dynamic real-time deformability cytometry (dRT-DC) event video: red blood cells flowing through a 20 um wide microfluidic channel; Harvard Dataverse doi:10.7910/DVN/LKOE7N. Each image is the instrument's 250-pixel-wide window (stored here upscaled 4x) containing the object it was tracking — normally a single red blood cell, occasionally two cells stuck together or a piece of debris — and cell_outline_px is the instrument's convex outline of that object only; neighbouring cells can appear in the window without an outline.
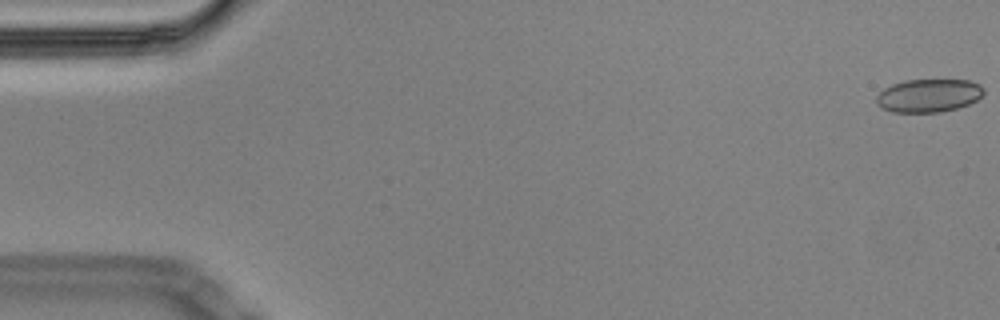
{"species": "Egyptian fruit bat (a non-hibernating species)", "species_latin": "Rousettus aegyptiacus", "temperature_condition": "cold", "stored_images_in_passage": 58, "camera_frame_rate_fps": 3000, "um_per_image_px": 0.085, "animal": {"sex": "male"}, "frame": {"image": 1, "passage_image": 1, "time_ms": 0.0, "image_size_px": [1000, 320], "cell_outline_px": [[984, 92], [976, 100], [968, 104], [956, 108], [940, 112], [892, 112], [880, 108], [876, 104], [876, 96], [884, 88], [892, 84], [904, 80], [968, 80], [980, 84], [984, 88]], "centroid_in_image_um": [78.9, 8.12], "position_along_channel_um": 6.1, "area_um2": 20.81}}
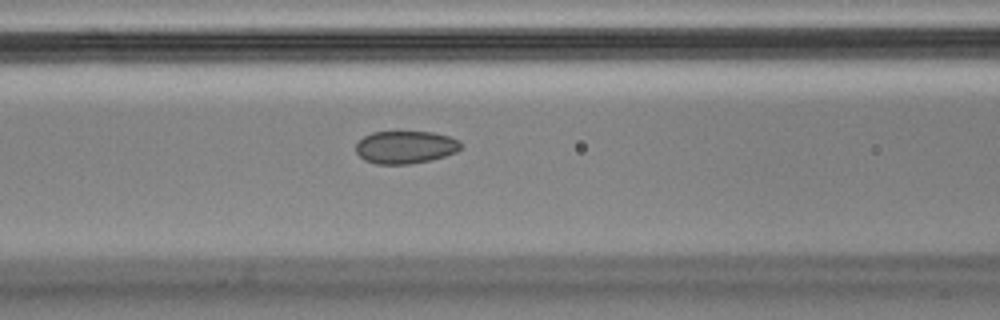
{"frame": {"image": 2, "passage_image": 24, "time_ms": 7.667, "image_size_px": [1000, 320], "cell_outline_px": [[460, 148], [456, 152], [444, 156], [428, 160], [408, 164], [376, 164], [364, 160], [356, 152], [356, 144], [364, 136], [372, 132], [432, 132], [448, 136], [460, 140]], "centroid_in_image_um": [34.44, 12.51], "position_along_channel_um": 132.2, "area_um2": 19.83}}
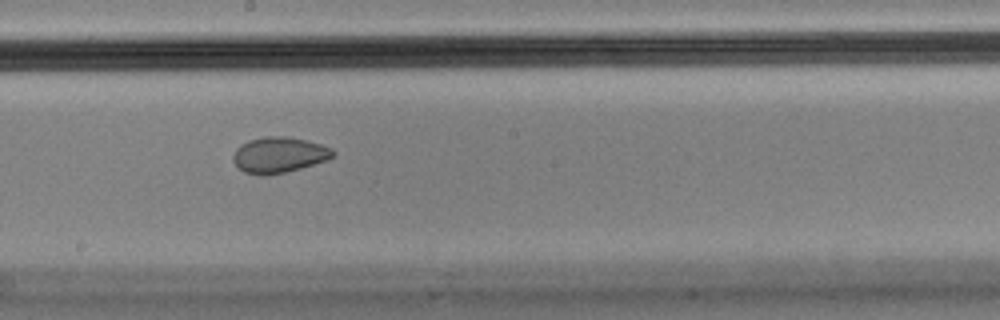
{"frame": {"image": 3, "passage_image": 32, "time_ms": 10.333, "image_size_px": [1000, 320], "cell_outline_px": [[336, 156], [328, 160], [300, 168], [284, 172], [264, 176], [260, 176], [244, 172], [232, 160], [232, 156], [236, 148], [240, 144], [248, 140], [268, 136], [288, 136], [320, 144], [332, 148], [336, 152]], "centroid_in_image_um": [23.72, 13.16], "position_along_channel_um": 224.5, "area_um2": 20.92}, "authors_computed_cell_mechanics": {"area_um2": 21.097, "velocity_mm_per_s": 3.466, "shape_relaxation_time_tau1_ms": null, "shape_relaxation_time_tau2_ms": 1.3395, "deformation_change_tau1": null, "deformation_change_tau2": 0.0469}}